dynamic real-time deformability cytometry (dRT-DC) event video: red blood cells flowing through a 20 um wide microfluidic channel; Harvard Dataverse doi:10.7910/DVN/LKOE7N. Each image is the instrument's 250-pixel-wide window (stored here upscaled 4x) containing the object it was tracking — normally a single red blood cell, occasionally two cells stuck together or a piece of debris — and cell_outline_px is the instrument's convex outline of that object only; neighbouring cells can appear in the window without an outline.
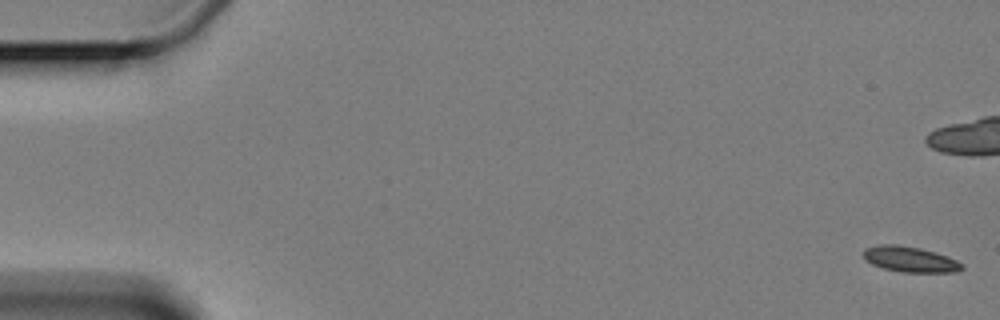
{"species": "Egyptian fruit bat (a non-hibernating species)", "species_latin": "Rousettus aegyptiacus", "temperature_condition": "cold", "stored_images_in_passage": 4, "camera_frame_rate_fps": 3000, "um_per_image_px": 0.085, "animal": {"sex": "female"}, "frame": {"image": 1, "passage_image": 1, "time_ms": 0.0, "image_size_px": [1000, 320], "cell_outline_px": [[964, 268], [956, 272], [900, 272], [884, 268], [872, 264], [864, 260], [864, 248], [880, 244], [896, 244], [920, 248], [936, 252], [948, 256], [964, 264]], "centroid_in_image_um": [77.36, 22.03], "position_along_channel_um": 7.6, "area_um2": 14.8}}